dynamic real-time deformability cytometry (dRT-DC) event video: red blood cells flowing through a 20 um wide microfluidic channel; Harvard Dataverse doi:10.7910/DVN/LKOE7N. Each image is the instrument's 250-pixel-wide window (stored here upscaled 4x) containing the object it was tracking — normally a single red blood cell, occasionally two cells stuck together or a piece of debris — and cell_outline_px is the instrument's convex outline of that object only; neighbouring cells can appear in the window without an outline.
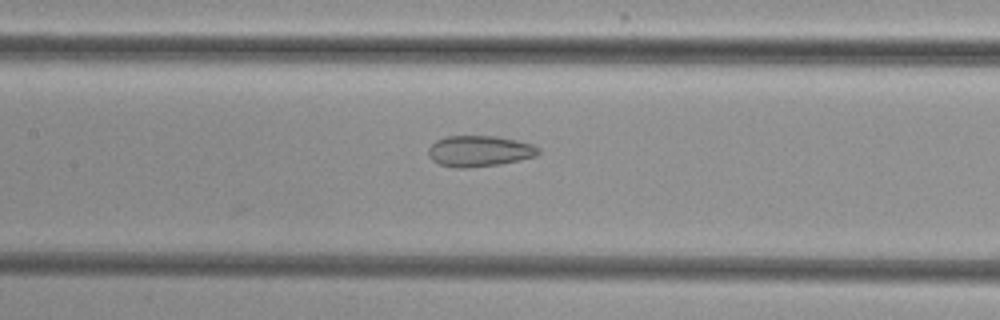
{"species": "common noctule bat (a hibernating species)", "species_latin": "Nyctalus noctula", "temperature_condition": "cold", "stored_images_in_passage": 4, "camera_frame_rate_fps": 3000, "um_per_image_px": 0.085, "animal": {"sex": "female", "body_mass_g": 29.2, "forearm_length_mm": 56.3}, "frame": {"image": 1, "passage_image": 4, "time_ms": 4.667, "image_size_px": [1000, 320], "cell_outline_px": [[540, 152], [536, 156], [500, 164], [468, 168], [456, 168], [440, 164], [432, 160], [428, 156], [428, 148], [436, 140], [448, 136], [496, 136], [516, 140], [532, 144], [540, 148]], "centroid_in_image_um": [40.74, 12.84], "position_along_channel_um": 166.7, "area_um2": 19.88}}